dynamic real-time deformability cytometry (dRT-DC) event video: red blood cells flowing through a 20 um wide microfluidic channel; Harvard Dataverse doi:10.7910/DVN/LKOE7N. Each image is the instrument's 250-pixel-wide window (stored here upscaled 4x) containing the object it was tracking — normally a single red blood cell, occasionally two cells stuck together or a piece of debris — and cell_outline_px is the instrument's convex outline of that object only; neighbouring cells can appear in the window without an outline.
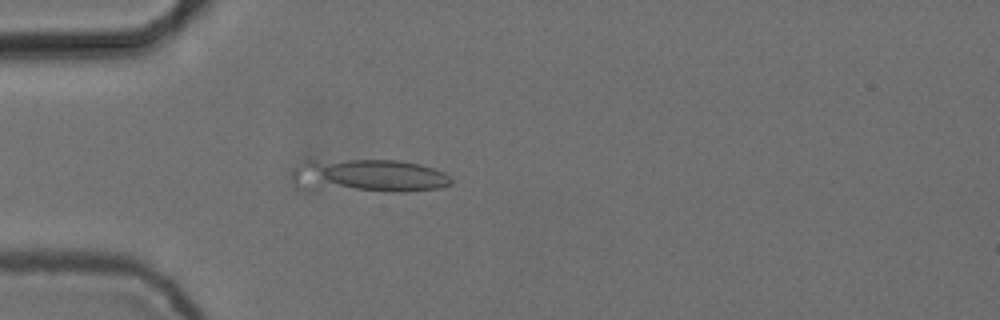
{"species": "common noctule bat (a hibernating species)", "species_latin": "Nyctalus noctula", "temperature_condition": "cold", "stored_images_in_passage": 1, "camera_frame_rate_fps": 3000, "um_per_image_px": 0.085, "animal": {"sex": "female", "body_mass_g": 24.6, "forearm_length_mm": 56.2}, "frame": {"image": 1, "passage_image": 1, "time_ms": 0.0, "image_size_px": [1000, 320], "cell_outline_px": [[452, 184], [440, 188], [404, 192], [304, 192], [296, 188], [292, 184], [292, 172], [304, 160], [400, 160], [420, 164], [444, 172], [452, 176]], "centroid_in_image_um": [31.19, 15.0], "position_along_channel_um": 53.8, "area_um2": 32.66}}